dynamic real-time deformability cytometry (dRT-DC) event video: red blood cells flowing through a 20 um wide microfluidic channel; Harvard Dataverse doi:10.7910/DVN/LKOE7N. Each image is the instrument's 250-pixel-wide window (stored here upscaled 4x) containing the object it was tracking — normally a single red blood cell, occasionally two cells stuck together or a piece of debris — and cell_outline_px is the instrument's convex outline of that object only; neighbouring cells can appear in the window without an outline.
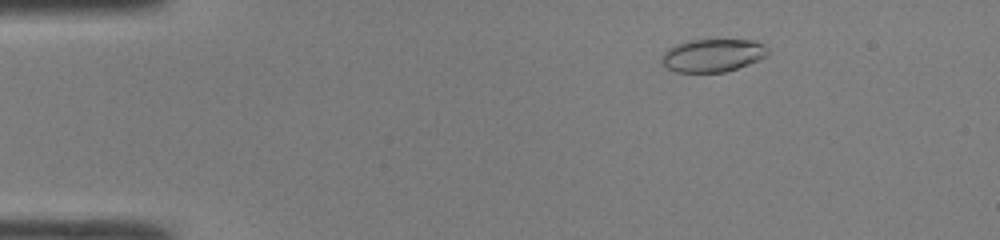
{"species": "common noctule bat (a hibernating species)", "species_latin": "Nyctalus noctula", "temperature_condition": "room temperature", "stored_images_in_passage": 9, "camera_frame_rate_fps": 3000, "um_per_image_px": 0.085, "animal": {"sex": "male", "body_mass_g": 19.0, "forearm_length_mm": 50.8}, "frame": {"image": 1, "passage_image": 1, "time_ms": 0.0, "image_size_px": [1000, 240], "cell_outline_px": [[768, 52], [764, 56], [748, 64], [724, 72], [676, 72], [668, 68], [660, 60], [664, 52], [668, 48], [676, 44], [688, 40], [752, 40], [764, 44], [768, 48]], "centroid_in_image_um": [60.54, 4.7], "position_along_channel_um": 24.5, "area_um2": 20.17}}